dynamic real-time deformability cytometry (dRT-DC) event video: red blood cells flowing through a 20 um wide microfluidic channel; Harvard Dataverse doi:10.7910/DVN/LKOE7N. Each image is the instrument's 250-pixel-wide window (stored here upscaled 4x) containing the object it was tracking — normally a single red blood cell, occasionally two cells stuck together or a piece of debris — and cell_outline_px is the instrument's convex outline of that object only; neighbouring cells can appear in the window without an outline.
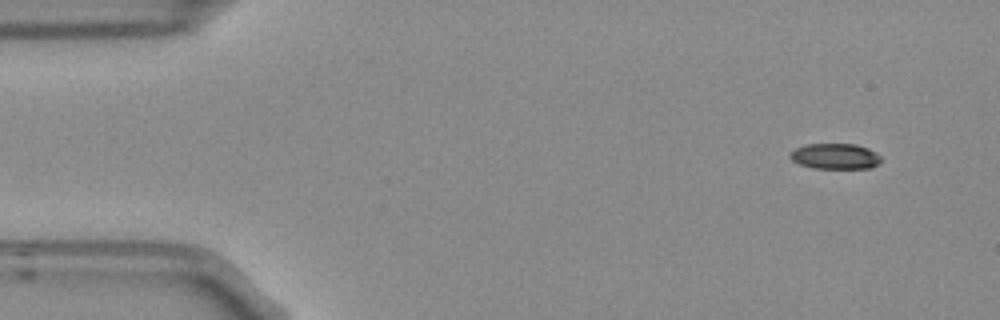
{"species": "Egyptian fruit bat (a non-hibernating species)", "species_latin": "Rousettus aegyptiacus", "temperature_condition": "room temperature", "stored_images_in_passage": 5, "segment_of_instrument_passage": [1, 2], "camera_frame_rate_fps": 3000, "um_per_image_px": 0.085, "frame": {"image": 1, "passage_image": 1, "time_ms": 0.0, "image_size_px": [1000, 320], "cell_outline_px": [[880, 160], [872, 168], [812, 168], [800, 164], [792, 160], [788, 156], [796, 148], [808, 144], [856, 144], [868, 148], [876, 152], [880, 156]], "centroid_in_image_um": [70.99, 13.28], "position_along_channel_um": 14.0, "area_um2": 13.47}}